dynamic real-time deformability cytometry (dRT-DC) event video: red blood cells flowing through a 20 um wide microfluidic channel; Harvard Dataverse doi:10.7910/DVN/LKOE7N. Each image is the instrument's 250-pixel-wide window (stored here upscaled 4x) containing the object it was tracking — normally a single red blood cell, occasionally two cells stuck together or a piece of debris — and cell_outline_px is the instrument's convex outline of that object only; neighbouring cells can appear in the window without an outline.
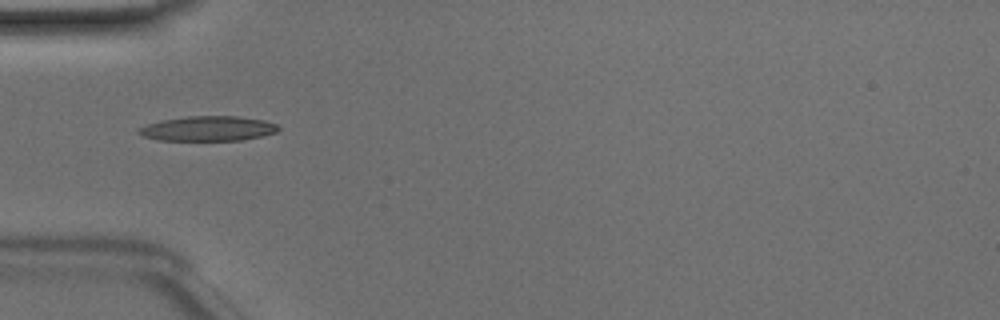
{"species": "Egyptian fruit bat (a non-hibernating species)", "species_latin": "Rousettus aegyptiacus", "temperature_condition": "room temperature", "stored_images_in_passage": 35, "camera_frame_rate_fps": 3000, "um_per_image_px": 0.085, "animal": {"sex": "male"}, "frame": {"image": 1, "passage_image": 2, "time_ms": 0.333, "image_size_px": [1000, 320], "cell_outline_px": [[280, 128], [276, 132], [260, 136], [240, 140], [160, 140], [140, 136], [136, 132], [140, 128], [148, 124], [160, 120], [188, 116], [236, 116], [264, 120], [276, 124]], "centroid_in_image_um": [17.65, 10.92], "position_along_channel_um": 67.4, "area_um2": 20.11}}
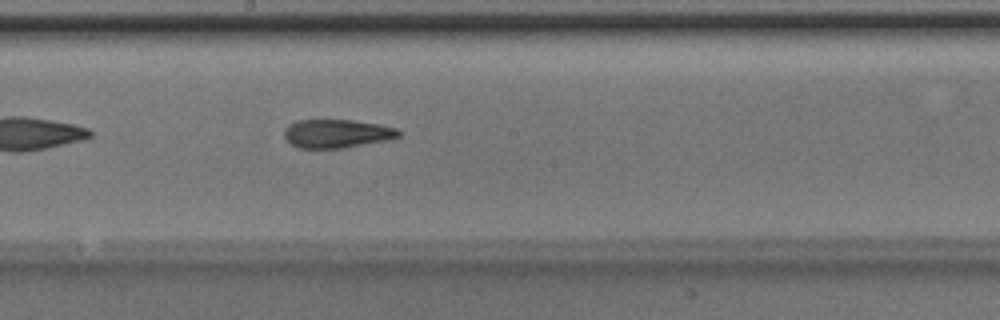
{"frame": {"image": 2, "passage_image": 13, "time_ms": 4.0, "image_size_px": [1000, 320], "cell_outline_px": [[404, 132], [400, 136], [392, 140], [344, 148], [296, 148], [284, 136], [284, 128], [288, 124], [296, 120], [352, 120], [380, 124], [396, 128]], "centroid_in_image_um": [28.68, 11.36], "position_along_channel_um": 219.5, "area_um2": 19.42}}
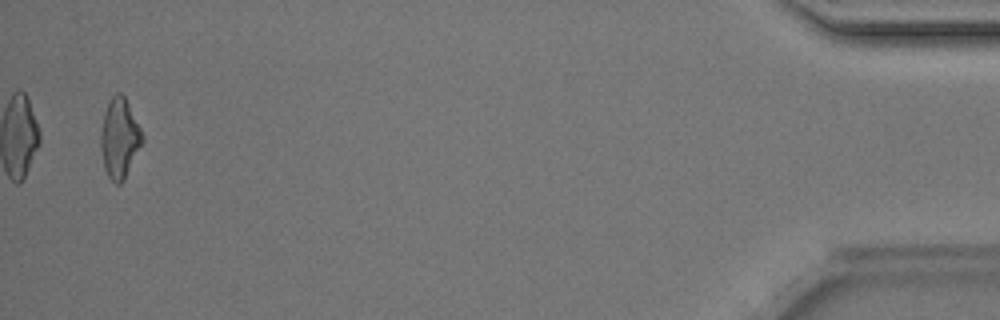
{"frame": {"image": 3, "passage_image": 34, "time_ms": 11.0, "image_size_px": [1000, 320], "cell_outline_px": [[144, 140], [124, 180], [120, 184], [116, 184], [108, 176], [104, 168], [100, 144], [100, 136], [104, 112], [112, 96], [116, 92], [120, 92], [124, 96], [144, 136]], "centroid_in_image_um": [10.16, 11.76], "position_along_channel_um": 425.0, "area_um2": 19.13}, "authors_computed_cell_mechanics": {"area_um2": 19.074, "velocity_mm_per_s": 4.161, "shape_relaxation_time_tau1_ms": 7.233, "shape_relaxation_time_tau2_ms": 2.8504, "deformation_change_tau1": 0.2375, "deformation_change_tau2": 0.1197}}